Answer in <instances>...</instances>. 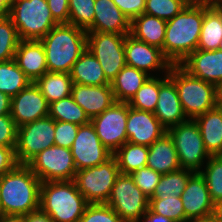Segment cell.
Returning a JSON list of instances; mask_svg holds the SVG:
<instances>
[{
	"instance_id": "13",
	"label": "cell",
	"mask_w": 222,
	"mask_h": 222,
	"mask_svg": "<svg viewBox=\"0 0 222 222\" xmlns=\"http://www.w3.org/2000/svg\"><path fill=\"white\" fill-rule=\"evenodd\" d=\"M127 117L128 103L115 102L102 114L91 119L100 141L112 153L128 140L126 133Z\"/></svg>"
},
{
	"instance_id": "16",
	"label": "cell",
	"mask_w": 222,
	"mask_h": 222,
	"mask_svg": "<svg viewBox=\"0 0 222 222\" xmlns=\"http://www.w3.org/2000/svg\"><path fill=\"white\" fill-rule=\"evenodd\" d=\"M126 65L135 67L150 75V70H166L168 72L171 63L165 58L162 50L136 39L127 34L124 41ZM149 72V73H148Z\"/></svg>"
},
{
	"instance_id": "26",
	"label": "cell",
	"mask_w": 222,
	"mask_h": 222,
	"mask_svg": "<svg viewBox=\"0 0 222 222\" xmlns=\"http://www.w3.org/2000/svg\"><path fill=\"white\" fill-rule=\"evenodd\" d=\"M166 25V20L143 13L131 21L130 34L138 40L161 49L163 53Z\"/></svg>"
},
{
	"instance_id": "55",
	"label": "cell",
	"mask_w": 222,
	"mask_h": 222,
	"mask_svg": "<svg viewBox=\"0 0 222 222\" xmlns=\"http://www.w3.org/2000/svg\"><path fill=\"white\" fill-rule=\"evenodd\" d=\"M212 5L215 7V9L220 13L222 16V0H215Z\"/></svg>"
},
{
	"instance_id": "11",
	"label": "cell",
	"mask_w": 222,
	"mask_h": 222,
	"mask_svg": "<svg viewBox=\"0 0 222 222\" xmlns=\"http://www.w3.org/2000/svg\"><path fill=\"white\" fill-rule=\"evenodd\" d=\"M55 120L49 115L18 127L15 157L27 164L35 155L54 144Z\"/></svg>"
},
{
	"instance_id": "18",
	"label": "cell",
	"mask_w": 222,
	"mask_h": 222,
	"mask_svg": "<svg viewBox=\"0 0 222 222\" xmlns=\"http://www.w3.org/2000/svg\"><path fill=\"white\" fill-rule=\"evenodd\" d=\"M179 65L190 75L222 88V50L196 49Z\"/></svg>"
},
{
	"instance_id": "17",
	"label": "cell",
	"mask_w": 222,
	"mask_h": 222,
	"mask_svg": "<svg viewBox=\"0 0 222 222\" xmlns=\"http://www.w3.org/2000/svg\"><path fill=\"white\" fill-rule=\"evenodd\" d=\"M126 133L127 142L149 147L167 133V129L152 112L138 110L128 104Z\"/></svg>"
},
{
	"instance_id": "28",
	"label": "cell",
	"mask_w": 222,
	"mask_h": 222,
	"mask_svg": "<svg viewBox=\"0 0 222 222\" xmlns=\"http://www.w3.org/2000/svg\"><path fill=\"white\" fill-rule=\"evenodd\" d=\"M150 77L135 67L125 65L110 83L116 102L129 103Z\"/></svg>"
},
{
	"instance_id": "44",
	"label": "cell",
	"mask_w": 222,
	"mask_h": 222,
	"mask_svg": "<svg viewBox=\"0 0 222 222\" xmlns=\"http://www.w3.org/2000/svg\"><path fill=\"white\" fill-rule=\"evenodd\" d=\"M18 127L11 115L0 116V146L16 147Z\"/></svg>"
},
{
	"instance_id": "10",
	"label": "cell",
	"mask_w": 222,
	"mask_h": 222,
	"mask_svg": "<svg viewBox=\"0 0 222 222\" xmlns=\"http://www.w3.org/2000/svg\"><path fill=\"white\" fill-rule=\"evenodd\" d=\"M27 165L41 182L74 180L77 173L71 149L56 145L39 152Z\"/></svg>"
},
{
	"instance_id": "9",
	"label": "cell",
	"mask_w": 222,
	"mask_h": 222,
	"mask_svg": "<svg viewBox=\"0 0 222 222\" xmlns=\"http://www.w3.org/2000/svg\"><path fill=\"white\" fill-rule=\"evenodd\" d=\"M106 204L124 222H138L141 215L149 209V197L134 184L129 174L120 173Z\"/></svg>"
},
{
	"instance_id": "38",
	"label": "cell",
	"mask_w": 222,
	"mask_h": 222,
	"mask_svg": "<svg viewBox=\"0 0 222 222\" xmlns=\"http://www.w3.org/2000/svg\"><path fill=\"white\" fill-rule=\"evenodd\" d=\"M95 0H69V24L86 32L93 26Z\"/></svg>"
},
{
	"instance_id": "51",
	"label": "cell",
	"mask_w": 222,
	"mask_h": 222,
	"mask_svg": "<svg viewBox=\"0 0 222 222\" xmlns=\"http://www.w3.org/2000/svg\"><path fill=\"white\" fill-rule=\"evenodd\" d=\"M15 0H0V17H9Z\"/></svg>"
},
{
	"instance_id": "50",
	"label": "cell",
	"mask_w": 222,
	"mask_h": 222,
	"mask_svg": "<svg viewBox=\"0 0 222 222\" xmlns=\"http://www.w3.org/2000/svg\"><path fill=\"white\" fill-rule=\"evenodd\" d=\"M11 98L3 92H0V116L10 115Z\"/></svg>"
},
{
	"instance_id": "47",
	"label": "cell",
	"mask_w": 222,
	"mask_h": 222,
	"mask_svg": "<svg viewBox=\"0 0 222 222\" xmlns=\"http://www.w3.org/2000/svg\"><path fill=\"white\" fill-rule=\"evenodd\" d=\"M16 147L0 146V176L12 170L17 164Z\"/></svg>"
},
{
	"instance_id": "54",
	"label": "cell",
	"mask_w": 222,
	"mask_h": 222,
	"mask_svg": "<svg viewBox=\"0 0 222 222\" xmlns=\"http://www.w3.org/2000/svg\"><path fill=\"white\" fill-rule=\"evenodd\" d=\"M187 222H218V220L213 214H211L205 217L189 219Z\"/></svg>"
},
{
	"instance_id": "12",
	"label": "cell",
	"mask_w": 222,
	"mask_h": 222,
	"mask_svg": "<svg viewBox=\"0 0 222 222\" xmlns=\"http://www.w3.org/2000/svg\"><path fill=\"white\" fill-rule=\"evenodd\" d=\"M125 38L122 34L87 32V48L97 58L110 82L126 65Z\"/></svg>"
},
{
	"instance_id": "2",
	"label": "cell",
	"mask_w": 222,
	"mask_h": 222,
	"mask_svg": "<svg viewBox=\"0 0 222 222\" xmlns=\"http://www.w3.org/2000/svg\"><path fill=\"white\" fill-rule=\"evenodd\" d=\"M41 180L27 164L0 176V214L26 215L40 208Z\"/></svg>"
},
{
	"instance_id": "5",
	"label": "cell",
	"mask_w": 222,
	"mask_h": 222,
	"mask_svg": "<svg viewBox=\"0 0 222 222\" xmlns=\"http://www.w3.org/2000/svg\"><path fill=\"white\" fill-rule=\"evenodd\" d=\"M168 76L174 81L184 114L194 120L219 104L220 90L212 83L190 75L180 65H171Z\"/></svg>"
},
{
	"instance_id": "1",
	"label": "cell",
	"mask_w": 222,
	"mask_h": 222,
	"mask_svg": "<svg viewBox=\"0 0 222 222\" xmlns=\"http://www.w3.org/2000/svg\"><path fill=\"white\" fill-rule=\"evenodd\" d=\"M203 19L204 4L189 3L167 21L163 55L172 65H179L197 49Z\"/></svg>"
},
{
	"instance_id": "52",
	"label": "cell",
	"mask_w": 222,
	"mask_h": 222,
	"mask_svg": "<svg viewBox=\"0 0 222 222\" xmlns=\"http://www.w3.org/2000/svg\"><path fill=\"white\" fill-rule=\"evenodd\" d=\"M0 222H25L24 215L0 214Z\"/></svg>"
},
{
	"instance_id": "48",
	"label": "cell",
	"mask_w": 222,
	"mask_h": 222,
	"mask_svg": "<svg viewBox=\"0 0 222 222\" xmlns=\"http://www.w3.org/2000/svg\"><path fill=\"white\" fill-rule=\"evenodd\" d=\"M25 222H54L41 208L24 215Z\"/></svg>"
},
{
	"instance_id": "49",
	"label": "cell",
	"mask_w": 222,
	"mask_h": 222,
	"mask_svg": "<svg viewBox=\"0 0 222 222\" xmlns=\"http://www.w3.org/2000/svg\"><path fill=\"white\" fill-rule=\"evenodd\" d=\"M144 219L143 222H175L174 220L167 218L163 215L152 212L148 209L145 213H143L138 222H141V219Z\"/></svg>"
},
{
	"instance_id": "15",
	"label": "cell",
	"mask_w": 222,
	"mask_h": 222,
	"mask_svg": "<svg viewBox=\"0 0 222 222\" xmlns=\"http://www.w3.org/2000/svg\"><path fill=\"white\" fill-rule=\"evenodd\" d=\"M49 114V104L35 82L11 98V118L17 127L33 122Z\"/></svg>"
},
{
	"instance_id": "46",
	"label": "cell",
	"mask_w": 222,
	"mask_h": 222,
	"mask_svg": "<svg viewBox=\"0 0 222 222\" xmlns=\"http://www.w3.org/2000/svg\"><path fill=\"white\" fill-rule=\"evenodd\" d=\"M53 18L60 23H69V0H47Z\"/></svg>"
},
{
	"instance_id": "4",
	"label": "cell",
	"mask_w": 222,
	"mask_h": 222,
	"mask_svg": "<svg viewBox=\"0 0 222 222\" xmlns=\"http://www.w3.org/2000/svg\"><path fill=\"white\" fill-rule=\"evenodd\" d=\"M88 204L73 180L41 182L40 208L54 222H79Z\"/></svg>"
},
{
	"instance_id": "36",
	"label": "cell",
	"mask_w": 222,
	"mask_h": 222,
	"mask_svg": "<svg viewBox=\"0 0 222 222\" xmlns=\"http://www.w3.org/2000/svg\"><path fill=\"white\" fill-rule=\"evenodd\" d=\"M158 95L159 78L151 75L128 104L132 108L153 113L157 105Z\"/></svg>"
},
{
	"instance_id": "3",
	"label": "cell",
	"mask_w": 222,
	"mask_h": 222,
	"mask_svg": "<svg viewBox=\"0 0 222 222\" xmlns=\"http://www.w3.org/2000/svg\"><path fill=\"white\" fill-rule=\"evenodd\" d=\"M48 72L70 73L87 48V32L69 23L55 25L43 38Z\"/></svg>"
},
{
	"instance_id": "29",
	"label": "cell",
	"mask_w": 222,
	"mask_h": 222,
	"mask_svg": "<svg viewBox=\"0 0 222 222\" xmlns=\"http://www.w3.org/2000/svg\"><path fill=\"white\" fill-rule=\"evenodd\" d=\"M35 84L39 87L48 104L71 95L72 78L69 73L46 72Z\"/></svg>"
},
{
	"instance_id": "57",
	"label": "cell",
	"mask_w": 222,
	"mask_h": 222,
	"mask_svg": "<svg viewBox=\"0 0 222 222\" xmlns=\"http://www.w3.org/2000/svg\"><path fill=\"white\" fill-rule=\"evenodd\" d=\"M219 104L222 106V88L220 89Z\"/></svg>"
},
{
	"instance_id": "31",
	"label": "cell",
	"mask_w": 222,
	"mask_h": 222,
	"mask_svg": "<svg viewBox=\"0 0 222 222\" xmlns=\"http://www.w3.org/2000/svg\"><path fill=\"white\" fill-rule=\"evenodd\" d=\"M120 173L130 174L146 167L148 146L126 142L113 153Z\"/></svg>"
},
{
	"instance_id": "32",
	"label": "cell",
	"mask_w": 222,
	"mask_h": 222,
	"mask_svg": "<svg viewBox=\"0 0 222 222\" xmlns=\"http://www.w3.org/2000/svg\"><path fill=\"white\" fill-rule=\"evenodd\" d=\"M31 82L14 59L0 62V92L12 98Z\"/></svg>"
},
{
	"instance_id": "25",
	"label": "cell",
	"mask_w": 222,
	"mask_h": 222,
	"mask_svg": "<svg viewBox=\"0 0 222 222\" xmlns=\"http://www.w3.org/2000/svg\"><path fill=\"white\" fill-rule=\"evenodd\" d=\"M204 146L210 156L222 155V106L196 117Z\"/></svg>"
},
{
	"instance_id": "40",
	"label": "cell",
	"mask_w": 222,
	"mask_h": 222,
	"mask_svg": "<svg viewBox=\"0 0 222 222\" xmlns=\"http://www.w3.org/2000/svg\"><path fill=\"white\" fill-rule=\"evenodd\" d=\"M188 4L187 0H146L144 13L168 21Z\"/></svg>"
},
{
	"instance_id": "27",
	"label": "cell",
	"mask_w": 222,
	"mask_h": 222,
	"mask_svg": "<svg viewBox=\"0 0 222 222\" xmlns=\"http://www.w3.org/2000/svg\"><path fill=\"white\" fill-rule=\"evenodd\" d=\"M69 74L72 82L76 84L102 86L111 83L106 78L99 61L88 48L74 63Z\"/></svg>"
},
{
	"instance_id": "35",
	"label": "cell",
	"mask_w": 222,
	"mask_h": 222,
	"mask_svg": "<svg viewBox=\"0 0 222 222\" xmlns=\"http://www.w3.org/2000/svg\"><path fill=\"white\" fill-rule=\"evenodd\" d=\"M205 170L199 173L205 178L213 203L222 201V155L210 156Z\"/></svg>"
},
{
	"instance_id": "43",
	"label": "cell",
	"mask_w": 222,
	"mask_h": 222,
	"mask_svg": "<svg viewBox=\"0 0 222 222\" xmlns=\"http://www.w3.org/2000/svg\"><path fill=\"white\" fill-rule=\"evenodd\" d=\"M78 128L79 125L74 123L55 121L54 144L71 149L77 136Z\"/></svg>"
},
{
	"instance_id": "33",
	"label": "cell",
	"mask_w": 222,
	"mask_h": 222,
	"mask_svg": "<svg viewBox=\"0 0 222 222\" xmlns=\"http://www.w3.org/2000/svg\"><path fill=\"white\" fill-rule=\"evenodd\" d=\"M53 120L85 125L91 122L86 112L68 96L49 104V114Z\"/></svg>"
},
{
	"instance_id": "21",
	"label": "cell",
	"mask_w": 222,
	"mask_h": 222,
	"mask_svg": "<svg viewBox=\"0 0 222 222\" xmlns=\"http://www.w3.org/2000/svg\"><path fill=\"white\" fill-rule=\"evenodd\" d=\"M71 96L90 119L102 114L116 102L111 84L95 86L73 83Z\"/></svg>"
},
{
	"instance_id": "20",
	"label": "cell",
	"mask_w": 222,
	"mask_h": 222,
	"mask_svg": "<svg viewBox=\"0 0 222 222\" xmlns=\"http://www.w3.org/2000/svg\"><path fill=\"white\" fill-rule=\"evenodd\" d=\"M153 114L166 129L188 120L183 112L175 83L168 76V72L164 79L159 78V95Z\"/></svg>"
},
{
	"instance_id": "42",
	"label": "cell",
	"mask_w": 222,
	"mask_h": 222,
	"mask_svg": "<svg viewBox=\"0 0 222 222\" xmlns=\"http://www.w3.org/2000/svg\"><path fill=\"white\" fill-rule=\"evenodd\" d=\"M134 184L149 198L154 196V191L162 174L149 167L140 168L129 174Z\"/></svg>"
},
{
	"instance_id": "19",
	"label": "cell",
	"mask_w": 222,
	"mask_h": 222,
	"mask_svg": "<svg viewBox=\"0 0 222 222\" xmlns=\"http://www.w3.org/2000/svg\"><path fill=\"white\" fill-rule=\"evenodd\" d=\"M185 222L189 219L205 217L213 214L214 203L211 200L205 178L195 172L188 180L181 194Z\"/></svg>"
},
{
	"instance_id": "22",
	"label": "cell",
	"mask_w": 222,
	"mask_h": 222,
	"mask_svg": "<svg viewBox=\"0 0 222 222\" xmlns=\"http://www.w3.org/2000/svg\"><path fill=\"white\" fill-rule=\"evenodd\" d=\"M94 10L93 26L87 32L130 34V19L112 0H95Z\"/></svg>"
},
{
	"instance_id": "7",
	"label": "cell",
	"mask_w": 222,
	"mask_h": 222,
	"mask_svg": "<svg viewBox=\"0 0 222 222\" xmlns=\"http://www.w3.org/2000/svg\"><path fill=\"white\" fill-rule=\"evenodd\" d=\"M119 174L112 156L103 164L77 171L73 181L89 204L106 203Z\"/></svg>"
},
{
	"instance_id": "8",
	"label": "cell",
	"mask_w": 222,
	"mask_h": 222,
	"mask_svg": "<svg viewBox=\"0 0 222 222\" xmlns=\"http://www.w3.org/2000/svg\"><path fill=\"white\" fill-rule=\"evenodd\" d=\"M167 133L174 142L181 168L200 172L204 161L210 158L205 149L199 126L195 120L172 126Z\"/></svg>"
},
{
	"instance_id": "24",
	"label": "cell",
	"mask_w": 222,
	"mask_h": 222,
	"mask_svg": "<svg viewBox=\"0 0 222 222\" xmlns=\"http://www.w3.org/2000/svg\"><path fill=\"white\" fill-rule=\"evenodd\" d=\"M146 166L162 175L181 168L174 142L168 133L148 147Z\"/></svg>"
},
{
	"instance_id": "41",
	"label": "cell",
	"mask_w": 222,
	"mask_h": 222,
	"mask_svg": "<svg viewBox=\"0 0 222 222\" xmlns=\"http://www.w3.org/2000/svg\"><path fill=\"white\" fill-rule=\"evenodd\" d=\"M79 222H124L106 203L88 204Z\"/></svg>"
},
{
	"instance_id": "39",
	"label": "cell",
	"mask_w": 222,
	"mask_h": 222,
	"mask_svg": "<svg viewBox=\"0 0 222 222\" xmlns=\"http://www.w3.org/2000/svg\"><path fill=\"white\" fill-rule=\"evenodd\" d=\"M149 209L157 214L163 215L175 222H185L181 196L179 197H150Z\"/></svg>"
},
{
	"instance_id": "6",
	"label": "cell",
	"mask_w": 222,
	"mask_h": 222,
	"mask_svg": "<svg viewBox=\"0 0 222 222\" xmlns=\"http://www.w3.org/2000/svg\"><path fill=\"white\" fill-rule=\"evenodd\" d=\"M20 40H40L55 25L47 0H15L10 16Z\"/></svg>"
},
{
	"instance_id": "56",
	"label": "cell",
	"mask_w": 222,
	"mask_h": 222,
	"mask_svg": "<svg viewBox=\"0 0 222 222\" xmlns=\"http://www.w3.org/2000/svg\"><path fill=\"white\" fill-rule=\"evenodd\" d=\"M189 3L195 4H212L215 0H187Z\"/></svg>"
},
{
	"instance_id": "34",
	"label": "cell",
	"mask_w": 222,
	"mask_h": 222,
	"mask_svg": "<svg viewBox=\"0 0 222 222\" xmlns=\"http://www.w3.org/2000/svg\"><path fill=\"white\" fill-rule=\"evenodd\" d=\"M194 171L180 168L179 170L163 174L157 184L153 197H179L186 188L189 178Z\"/></svg>"
},
{
	"instance_id": "14",
	"label": "cell",
	"mask_w": 222,
	"mask_h": 222,
	"mask_svg": "<svg viewBox=\"0 0 222 222\" xmlns=\"http://www.w3.org/2000/svg\"><path fill=\"white\" fill-rule=\"evenodd\" d=\"M71 153L77 171L103 164L113 156L100 141L91 122L79 126Z\"/></svg>"
},
{
	"instance_id": "30",
	"label": "cell",
	"mask_w": 222,
	"mask_h": 222,
	"mask_svg": "<svg viewBox=\"0 0 222 222\" xmlns=\"http://www.w3.org/2000/svg\"><path fill=\"white\" fill-rule=\"evenodd\" d=\"M222 40V16L212 4H204V19L197 49L217 50Z\"/></svg>"
},
{
	"instance_id": "58",
	"label": "cell",
	"mask_w": 222,
	"mask_h": 222,
	"mask_svg": "<svg viewBox=\"0 0 222 222\" xmlns=\"http://www.w3.org/2000/svg\"><path fill=\"white\" fill-rule=\"evenodd\" d=\"M219 50H222V40L220 41Z\"/></svg>"
},
{
	"instance_id": "23",
	"label": "cell",
	"mask_w": 222,
	"mask_h": 222,
	"mask_svg": "<svg viewBox=\"0 0 222 222\" xmlns=\"http://www.w3.org/2000/svg\"><path fill=\"white\" fill-rule=\"evenodd\" d=\"M14 60L32 82L48 72L44 46L40 40H20Z\"/></svg>"
},
{
	"instance_id": "45",
	"label": "cell",
	"mask_w": 222,
	"mask_h": 222,
	"mask_svg": "<svg viewBox=\"0 0 222 222\" xmlns=\"http://www.w3.org/2000/svg\"><path fill=\"white\" fill-rule=\"evenodd\" d=\"M130 21L145 11L146 0H112Z\"/></svg>"
},
{
	"instance_id": "37",
	"label": "cell",
	"mask_w": 222,
	"mask_h": 222,
	"mask_svg": "<svg viewBox=\"0 0 222 222\" xmlns=\"http://www.w3.org/2000/svg\"><path fill=\"white\" fill-rule=\"evenodd\" d=\"M20 38L10 17H0V62L14 59Z\"/></svg>"
},
{
	"instance_id": "53",
	"label": "cell",
	"mask_w": 222,
	"mask_h": 222,
	"mask_svg": "<svg viewBox=\"0 0 222 222\" xmlns=\"http://www.w3.org/2000/svg\"><path fill=\"white\" fill-rule=\"evenodd\" d=\"M213 215L217 218L218 222H222V201L214 204Z\"/></svg>"
}]
</instances>
